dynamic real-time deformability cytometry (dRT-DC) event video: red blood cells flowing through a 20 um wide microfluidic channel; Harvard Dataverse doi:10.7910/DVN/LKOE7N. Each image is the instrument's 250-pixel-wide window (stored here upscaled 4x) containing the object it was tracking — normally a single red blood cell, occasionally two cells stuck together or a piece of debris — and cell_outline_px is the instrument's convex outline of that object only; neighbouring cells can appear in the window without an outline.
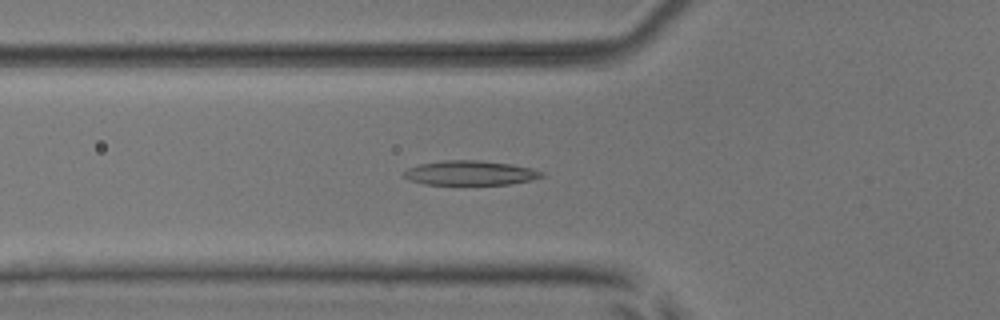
{"species": "common noctule bat (a hibernating species)", "species_latin": "Nyctalus noctula", "temperature_condition": "room temperature", "stored_images_in_passage": 36, "camera_frame_rate_fps": 3000, "um_per_image_px": 0.085, "animal": {"sex": "male", "body_mass_g": 17.9, "forearm_length_mm": 54.2}, "frame": {"image": 1, "passage_image": 2, "time_ms": 0.333, "image_size_px": [1000, 320], "cell_outline_px": [[544, 176], [528, 180], [508, 184], [424, 184], [408, 180], [404, 176], [404, 172], [408, 168], [420, 164], [444, 160], [480, 160], [512, 164], [532, 168], [544, 172]], "centroid_in_image_um": [39.96, 14.69], "position_along_channel_um": 85.8, "area_um2": 19.54}}
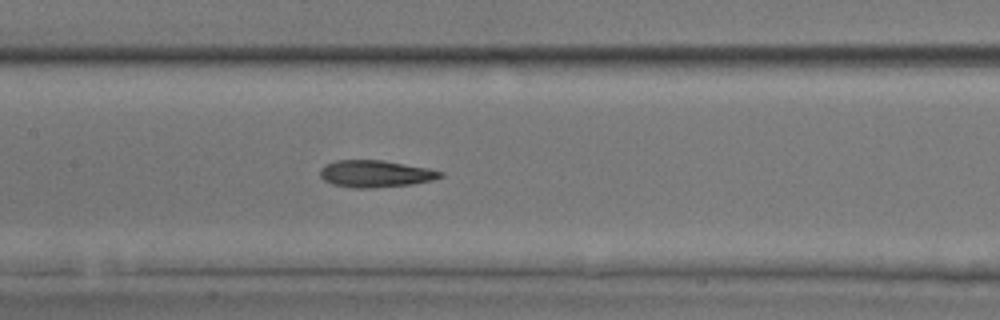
{"frame": {"image": 2, "passage_image": 9, "time_ms": 2.667, "image_size_px": [1000, 320], "cell_outline_px": [[444, 176], [432, 180], [412, 184], [372, 188], [352, 188], [332, 184], [324, 180], [320, 176], [320, 168], [324, 164], [336, 160], [384, 160], [428, 168], [444, 172]], "centroid_in_image_um": [31.9, 14.76], "position_along_channel_um": 175.5, "area_um2": 19.07}}
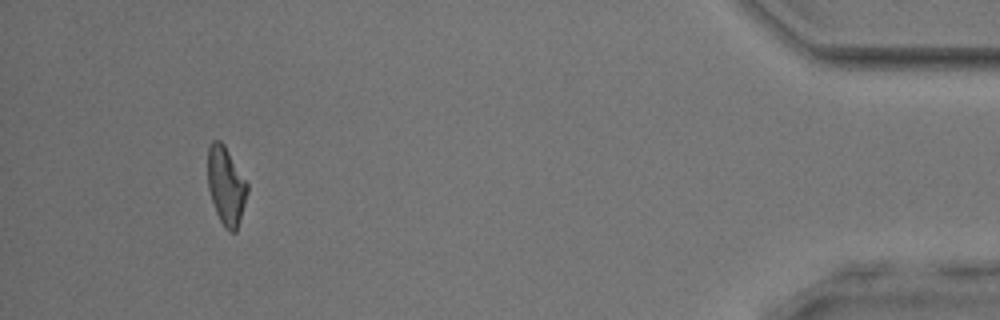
{"frame": {"image": 3, "passage_image": 33, "time_ms": 10.667, "image_size_px": [1000, 320], "cell_outline_px": [[248, 192], [236, 232], [228, 232], [224, 228], [216, 212], [208, 188], [208, 148], [212, 140], [220, 140], [224, 144], [248, 184]], "centroid_in_image_um": [19.21, 15.8], "position_along_channel_um": 416.0, "area_um2": 17.92}, "authors_computed_cell_mechanics": {"area_um2": 18.8139, "velocity_mm_per_s": 3.8277, "shape_relaxation_time_tau1_ms": 4.8044, "shape_relaxation_time_tau2_ms": 3.1966, "deformation_change_tau1": 0.1576, "deformation_change_tau2": 0.1078}}